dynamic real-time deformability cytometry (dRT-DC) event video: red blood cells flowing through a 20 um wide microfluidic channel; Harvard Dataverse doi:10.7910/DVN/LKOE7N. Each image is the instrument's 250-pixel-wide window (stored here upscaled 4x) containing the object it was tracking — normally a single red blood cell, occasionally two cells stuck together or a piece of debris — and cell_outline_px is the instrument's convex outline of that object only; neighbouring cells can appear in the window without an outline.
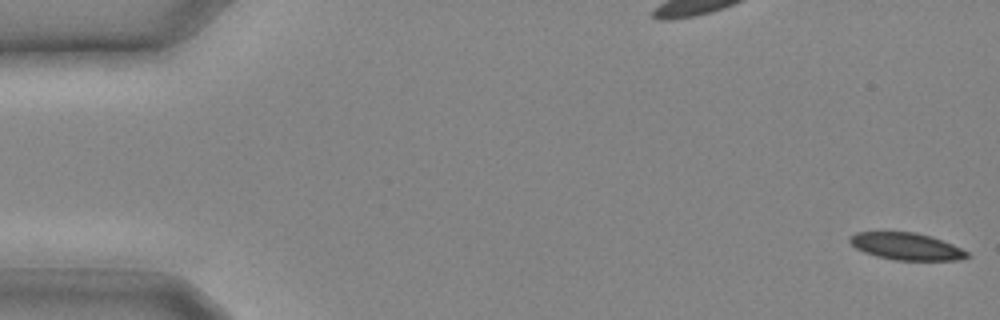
{"species": "common noctule bat (a hibernating species)", "species_latin": "Nyctalus noctula", "temperature_condition": "cold", "stored_images_in_passage": 19, "camera_frame_rate_fps": 3000, "um_per_image_px": 0.085, "animal": {"sex": "male", "body_mass_g": 20.4}, "frame": {"image": 1, "passage_image": 1, "time_ms": 0.0, "image_size_px": [1000, 320], "cell_outline_px": [[972, 256], [964, 260], [896, 260], [876, 256], [864, 252], [856, 248], [848, 240], [848, 236], [856, 232], [916, 232], [932, 236], [952, 244], [968, 252]], "centroid_in_image_um": [77.06, 20.94], "position_along_channel_um": 7.9, "area_um2": 18.67}}
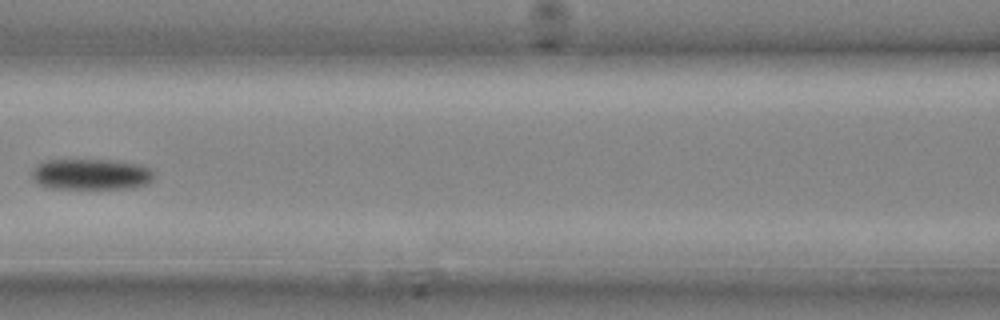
{"frame": {"image": 2, "passage_image": 13, "time_ms": 4.0, "image_size_px": [1000, 320], "cell_outline_px": [[156, 172], [152, 180], [144, 184], [132, 188], [48, 188], [32, 180], [32, 168], [36, 164], [44, 160], [116, 160], [140, 164], [152, 168]], "centroid_in_image_um": [7.75, 14.8], "position_along_channel_um": 158.8, "area_um2": 22.31}}
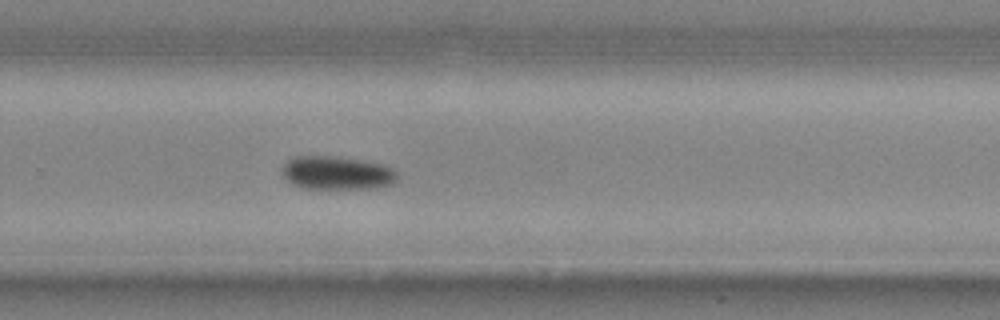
{"frame": {"image": 3, "passage_image": 19, "time_ms": 6.0, "image_size_px": [1000, 320], "cell_outline_px": [[396, 180], [392, 184], [368, 188], [300, 188], [292, 184], [284, 176], [280, 168], [292, 156], [340, 156], [364, 160], [384, 164], [392, 168], [396, 172]], "centroid_in_image_um": [28.6, 14.67], "position_along_channel_um": 301.2, "area_um2": 22.54}}